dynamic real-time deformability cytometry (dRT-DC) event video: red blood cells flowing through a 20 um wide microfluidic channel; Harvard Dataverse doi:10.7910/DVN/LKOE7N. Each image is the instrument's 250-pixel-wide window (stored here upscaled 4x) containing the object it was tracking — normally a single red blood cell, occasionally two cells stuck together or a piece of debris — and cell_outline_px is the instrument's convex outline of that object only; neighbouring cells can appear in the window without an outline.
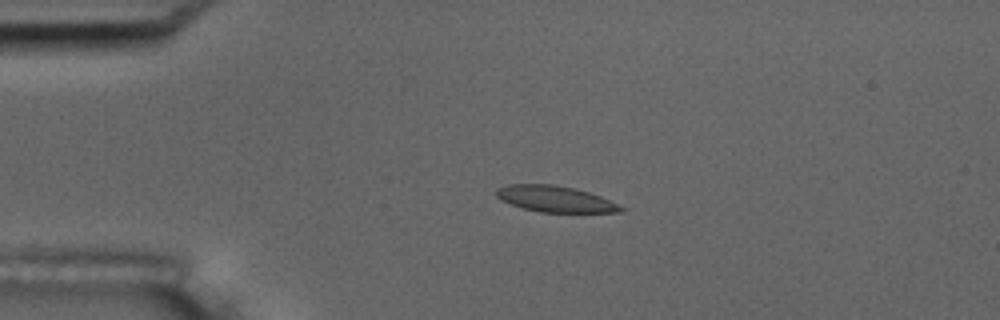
{"species": "common noctule bat (a hibernating species)", "species_latin": "Nyctalus noctula", "temperature_condition": "room temperature", "stored_images_in_passage": 5, "camera_frame_rate_fps": 3000, "um_per_image_px": 0.085, "animal": {"sex": "male", "body_mass_g": 17.5, "forearm_length_mm": 52.3}, "frame": {"image": 1, "passage_image": 4, "time_ms": 3.333, "image_size_px": [1000, 320], "cell_outline_px": [[624, 208], [620, 212], [540, 212], [524, 208], [500, 200], [496, 196], [496, 188], [508, 184], [552, 184], [576, 188], [600, 196]], "centroid_in_image_um": [47.14, 16.9], "position_along_channel_um": 37.9, "area_um2": 18.79}}